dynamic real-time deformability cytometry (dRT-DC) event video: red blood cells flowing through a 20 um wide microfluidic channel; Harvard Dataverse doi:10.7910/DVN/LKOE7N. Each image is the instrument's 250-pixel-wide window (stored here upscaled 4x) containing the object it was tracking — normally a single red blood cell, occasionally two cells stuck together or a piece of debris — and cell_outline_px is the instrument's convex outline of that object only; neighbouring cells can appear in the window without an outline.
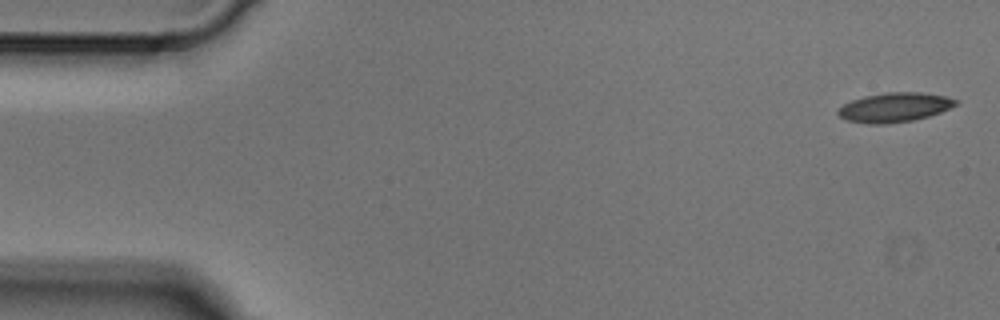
{"species": "Egyptian fruit bat (a non-hibernating species)", "species_latin": "Rousettus aegyptiacus", "temperature_condition": "cold", "stored_images_in_passage": 4, "camera_frame_rate_fps": 3000, "um_per_image_px": 0.085, "animal": {"sex": "male"}, "frame": {"image": 1, "passage_image": 1, "time_ms": 0.0, "image_size_px": [1000, 320], "cell_outline_px": [[960, 104], [940, 112], [928, 116], [912, 120], [884, 124], [872, 124], [848, 120], [840, 116], [836, 112], [844, 104], [852, 100], [864, 96], [884, 92], [920, 92], [944, 96], [960, 100]], "centroid_in_image_um": [76.08, 9.11], "position_along_channel_um": 8.9, "area_um2": 20.06}}